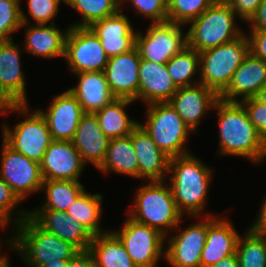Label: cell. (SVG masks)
Here are the masks:
<instances>
[{"label": "cell", "instance_id": "obj_50", "mask_svg": "<svg viewBox=\"0 0 266 267\" xmlns=\"http://www.w3.org/2000/svg\"><path fill=\"white\" fill-rule=\"evenodd\" d=\"M254 98L260 103L266 105V84L257 92Z\"/></svg>", "mask_w": 266, "mask_h": 267}, {"label": "cell", "instance_id": "obj_9", "mask_svg": "<svg viewBox=\"0 0 266 267\" xmlns=\"http://www.w3.org/2000/svg\"><path fill=\"white\" fill-rule=\"evenodd\" d=\"M119 230H111L122 242L137 267H157L165 258V236L158 230L133 221L127 216ZM160 258V259H159Z\"/></svg>", "mask_w": 266, "mask_h": 267}, {"label": "cell", "instance_id": "obj_5", "mask_svg": "<svg viewBox=\"0 0 266 267\" xmlns=\"http://www.w3.org/2000/svg\"><path fill=\"white\" fill-rule=\"evenodd\" d=\"M236 16L225 0H216L190 22L191 26L186 32L187 45L201 53L236 40L244 34L235 22Z\"/></svg>", "mask_w": 266, "mask_h": 267}, {"label": "cell", "instance_id": "obj_43", "mask_svg": "<svg viewBox=\"0 0 266 267\" xmlns=\"http://www.w3.org/2000/svg\"><path fill=\"white\" fill-rule=\"evenodd\" d=\"M250 52L266 62V31H250Z\"/></svg>", "mask_w": 266, "mask_h": 267}, {"label": "cell", "instance_id": "obj_35", "mask_svg": "<svg viewBox=\"0 0 266 267\" xmlns=\"http://www.w3.org/2000/svg\"><path fill=\"white\" fill-rule=\"evenodd\" d=\"M236 255L239 267H266V241L250 227L240 236Z\"/></svg>", "mask_w": 266, "mask_h": 267}, {"label": "cell", "instance_id": "obj_54", "mask_svg": "<svg viewBox=\"0 0 266 267\" xmlns=\"http://www.w3.org/2000/svg\"><path fill=\"white\" fill-rule=\"evenodd\" d=\"M258 234H261L264 237L265 241H266V233H258Z\"/></svg>", "mask_w": 266, "mask_h": 267}, {"label": "cell", "instance_id": "obj_39", "mask_svg": "<svg viewBox=\"0 0 266 267\" xmlns=\"http://www.w3.org/2000/svg\"><path fill=\"white\" fill-rule=\"evenodd\" d=\"M21 202L22 200L17 196V194L0 177V218L5 220L8 225L13 223L16 226L29 216V211H23L22 209H20V211L18 210L19 208H17V206ZM16 209L18 211L17 216L13 214Z\"/></svg>", "mask_w": 266, "mask_h": 267}, {"label": "cell", "instance_id": "obj_38", "mask_svg": "<svg viewBox=\"0 0 266 267\" xmlns=\"http://www.w3.org/2000/svg\"><path fill=\"white\" fill-rule=\"evenodd\" d=\"M65 0H28V16L21 8L22 24H29L30 17L34 20L35 24L44 25L55 24L53 19L59 13V5Z\"/></svg>", "mask_w": 266, "mask_h": 267}, {"label": "cell", "instance_id": "obj_7", "mask_svg": "<svg viewBox=\"0 0 266 267\" xmlns=\"http://www.w3.org/2000/svg\"><path fill=\"white\" fill-rule=\"evenodd\" d=\"M250 52L246 33L236 40L205 50L200 55L199 81L220 95L229 85L236 69Z\"/></svg>", "mask_w": 266, "mask_h": 267}, {"label": "cell", "instance_id": "obj_14", "mask_svg": "<svg viewBox=\"0 0 266 267\" xmlns=\"http://www.w3.org/2000/svg\"><path fill=\"white\" fill-rule=\"evenodd\" d=\"M71 141L53 140L40 163L43 180H79L85 169Z\"/></svg>", "mask_w": 266, "mask_h": 267}, {"label": "cell", "instance_id": "obj_22", "mask_svg": "<svg viewBox=\"0 0 266 267\" xmlns=\"http://www.w3.org/2000/svg\"><path fill=\"white\" fill-rule=\"evenodd\" d=\"M240 234L232 223L219 215L208 216L206 243L201 253V267L218 263L236 253Z\"/></svg>", "mask_w": 266, "mask_h": 267}, {"label": "cell", "instance_id": "obj_36", "mask_svg": "<svg viewBox=\"0 0 266 267\" xmlns=\"http://www.w3.org/2000/svg\"><path fill=\"white\" fill-rule=\"evenodd\" d=\"M216 0H168V21L189 24L199 17Z\"/></svg>", "mask_w": 266, "mask_h": 267}, {"label": "cell", "instance_id": "obj_40", "mask_svg": "<svg viewBox=\"0 0 266 267\" xmlns=\"http://www.w3.org/2000/svg\"><path fill=\"white\" fill-rule=\"evenodd\" d=\"M125 1H130L135 12L145 16L151 23L168 21V0H120V11Z\"/></svg>", "mask_w": 266, "mask_h": 267}, {"label": "cell", "instance_id": "obj_3", "mask_svg": "<svg viewBox=\"0 0 266 267\" xmlns=\"http://www.w3.org/2000/svg\"><path fill=\"white\" fill-rule=\"evenodd\" d=\"M7 246L17 251L27 267H40L54 260L69 261L80 250L42 229L30 216L11 228ZM14 229V230H13Z\"/></svg>", "mask_w": 266, "mask_h": 267}, {"label": "cell", "instance_id": "obj_34", "mask_svg": "<svg viewBox=\"0 0 266 267\" xmlns=\"http://www.w3.org/2000/svg\"><path fill=\"white\" fill-rule=\"evenodd\" d=\"M66 5L79 12L81 21L70 27H89L95 21L112 16L120 11V0H65Z\"/></svg>", "mask_w": 266, "mask_h": 267}, {"label": "cell", "instance_id": "obj_48", "mask_svg": "<svg viewBox=\"0 0 266 267\" xmlns=\"http://www.w3.org/2000/svg\"><path fill=\"white\" fill-rule=\"evenodd\" d=\"M207 267H239L236 253L221 259L218 263L209 265Z\"/></svg>", "mask_w": 266, "mask_h": 267}, {"label": "cell", "instance_id": "obj_33", "mask_svg": "<svg viewBox=\"0 0 266 267\" xmlns=\"http://www.w3.org/2000/svg\"><path fill=\"white\" fill-rule=\"evenodd\" d=\"M166 66L168 73L177 88L188 87L200 83L199 80L196 81L193 79L195 78L194 75L197 76L196 74L199 73L200 55L188 45L177 55H174L167 62Z\"/></svg>", "mask_w": 266, "mask_h": 267}, {"label": "cell", "instance_id": "obj_10", "mask_svg": "<svg viewBox=\"0 0 266 267\" xmlns=\"http://www.w3.org/2000/svg\"><path fill=\"white\" fill-rule=\"evenodd\" d=\"M182 26L166 21L151 23L146 34L137 31L135 47L141 59L167 64L174 55L187 46V33H183L185 26Z\"/></svg>", "mask_w": 266, "mask_h": 267}, {"label": "cell", "instance_id": "obj_11", "mask_svg": "<svg viewBox=\"0 0 266 267\" xmlns=\"http://www.w3.org/2000/svg\"><path fill=\"white\" fill-rule=\"evenodd\" d=\"M64 58L71 73L104 71L109 60L89 27H69Z\"/></svg>", "mask_w": 266, "mask_h": 267}, {"label": "cell", "instance_id": "obj_1", "mask_svg": "<svg viewBox=\"0 0 266 267\" xmlns=\"http://www.w3.org/2000/svg\"><path fill=\"white\" fill-rule=\"evenodd\" d=\"M213 109L218 116V154L241 156L261 164L266 157V142L250 121L244 106L240 102L219 99Z\"/></svg>", "mask_w": 266, "mask_h": 267}, {"label": "cell", "instance_id": "obj_24", "mask_svg": "<svg viewBox=\"0 0 266 267\" xmlns=\"http://www.w3.org/2000/svg\"><path fill=\"white\" fill-rule=\"evenodd\" d=\"M110 139L102 132L94 114H85L71 142L85 164L90 162L99 168L103 163Z\"/></svg>", "mask_w": 266, "mask_h": 267}, {"label": "cell", "instance_id": "obj_21", "mask_svg": "<svg viewBox=\"0 0 266 267\" xmlns=\"http://www.w3.org/2000/svg\"><path fill=\"white\" fill-rule=\"evenodd\" d=\"M131 140L138 159V179L166 181L171 158L156 146L141 125L132 131Z\"/></svg>", "mask_w": 266, "mask_h": 267}, {"label": "cell", "instance_id": "obj_29", "mask_svg": "<svg viewBox=\"0 0 266 267\" xmlns=\"http://www.w3.org/2000/svg\"><path fill=\"white\" fill-rule=\"evenodd\" d=\"M98 170L103 174L114 172L138 178V159L131 134L110 139L105 159Z\"/></svg>", "mask_w": 266, "mask_h": 267}, {"label": "cell", "instance_id": "obj_13", "mask_svg": "<svg viewBox=\"0 0 266 267\" xmlns=\"http://www.w3.org/2000/svg\"><path fill=\"white\" fill-rule=\"evenodd\" d=\"M189 225L177 235L165 238V260L172 267H201V253L206 243L208 216ZM168 239V240H167Z\"/></svg>", "mask_w": 266, "mask_h": 267}, {"label": "cell", "instance_id": "obj_28", "mask_svg": "<svg viewBox=\"0 0 266 267\" xmlns=\"http://www.w3.org/2000/svg\"><path fill=\"white\" fill-rule=\"evenodd\" d=\"M134 100L127 98H115L102 110L94 113L102 132L109 138H119L130 135L140 122L129 118L126 107Z\"/></svg>", "mask_w": 266, "mask_h": 267}, {"label": "cell", "instance_id": "obj_44", "mask_svg": "<svg viewBox=\"0 0 266 267\" xmlns=\"http://www.w3.org/2000/svg\"><path fill=\"white\" fill-rule=\"evenodd\" d=\"M248 24L250 25L249 31H266V0L259 4Z\"/></svg>", "mask_w": 266, "mask_h": 267}, {"label": "cell", "instance_id": "obj_42", "mask_svg": "<svg viewBox=\"0 0 266 267\" xmlns=\"http://www.w3.org/2000/svg\"><path fill=\"white\" fill-rule=\"evenodd\" d=\"M233 9L237 17L243 22H248L257 11L263 0H225Z\"/></svg>", "mask_w": 266, "mask_h": 267}, {"label": "cell", "instance_id": "obj_4", "mask_svg": "<svg viewBox=\"0 0 266 267\" xmlns=\"http://www.w3.org/2000/svg\"><path fill=\"white\" fill-rule=\"evenodd\" d=\"M128 210L133 221L158 230L165 237L169 231L180 229L183 215L177 210L170 185L165 181H148L137 189Z\"/></svg>", "mask_w": 266, "mask_h": 267}, {"label": "cell", "instance_id": "obj_37", "mask_svg": "<svg viewBox=\"0 0 266 267\" xmlns=\"http://www.w3.org/2000/svg\"><path fill=\"white\" fill-rule=\"evenodd\" d=\"M20 1L0 0V42L12 40V33L22 27Z\"/></svg>", "mask_w": 266, "mask_h": 267}, {"label": "cell", "instance_id": "obj_6", "mask_svg": "<svg viewBox=\"0 0 266 267\" xmlns=\"http://www.w3.org/2000/svg\"><path fill=\"white\" fill-rule=\"evenodd\" d=\"M146 122L139 123L156 146L170 158L191 153L186 148L189 134H195L169 102L146 105ZM186 143V144H185Z\"/></svg>", "mask_w": 266, "mask_h": 267}, {"label": "cell", "instance_id": "obj_18", "mask_svg": "<svg viewBox=\"0 0 266 267\" xmlns=\"http://www.w3.org/2000/svg\"><path fill=\"white\" fill-rule=\"evenodd\" d=\"M129 20L124 13L119 11L112 16L95 21L89 26L100 40L109 58L130 52L135 48L137 31Z\"/></svg>", "mask_w": 266, "mask_h": 267}, {"label": "cell", "instance_id": "obj_19", "mask_svg": "<svg viewBox=\"0 0 266 267\" xmlns=\"http://www.w3.org/2000/svg\"><path fill=\"white\" fill-rule=\"evenodd\" d=\"M29 216L45 231L70 242L79 250H89L94 235L66 211L30 210Z\"/></svg>", "mask_w": 266, "mask_h": 267}, {"label": "cell", "instance_id": "obj_52", "mask_svg": "<svg viewBox=\"0 0 266 267\" xmlns=\"http://www.w3.org/2000/svg\"><path fill=\"white\" fill-rule=\"evenodd\" d=\"M9 258H7L1 265L0 267H6L9 264Z\"/></svg>", "mask_w": 266, "mask_h": 267}, {"label": "cell", "instance_id": "obj_30", "mask_svg": "<svg viewBox=\"0 0 266 267\" xmlns=\"http://www.w3.org/2000/svg\"><path fill=\"white\" fill-rule=\"evenodd\" d=\"M89 251L95 267H137L122 242L111 230L94 235Z\"/></svg>", "mask_w": 266, "mask_h": 267}, {"label": "cell", "instance_id": "obj_47", "mask_svg": "<svg viewBox=\"0 0 266 267\" xmlns=\"http://www.w3.org/2000/svg\"><path fill=\"white\" fill-rule=\"evenodd\" d=\"M261 209L249 227L256 233H266V196L263 198Z\"/></svg>", "mask_w": 266, "mask_h": 267}, {"label": "cell", "instance_id": "obj_25", "mask_svg": "<svg viewBox=\"0 0 266 267\" xmlns=\"http://www.w3.org/2000/svg\"><path fill=\"white\" fill-rule=\"evenodd\" d=\"M79 82L68 90L76 97L85 114H94L115 99L104 71L73 73Z\"/></svg>", "mask_w": 266, "mask_h": 267}, {"label": "cell", "instance_id": "obj_17", "mask_svg": "<svg viewBox=\"0 0 266 267\" xmlns=\"http://www.w3.org/2000/svg\"><path fill=\"white\" fill-rule=\"evenodd\" d=\"M218 100L219 95L214 90L199 83L178 88L168 102L185 124L196 133L202 117L209 113V109L214 108Z\"/></svg>", "mask_w": 266, "mask_h": 267}, {"label": "cell", "instance_id": "obj_32", "mask_svg": "<svg viewBox=\"0 0 266 267\" xmlns=\"http://www.w3.org/2000/svg\"><path fill=\"white\" fill-rule=\"evenodd\" d=\"M102 194H91L84 190L78 198L68 207L66 213L73 215L93 235L107 233L101 229Z\"/></svg>", "mask_w": 266, "mask_h": 267}, {"label": "cell", "instance_id": "obj_49", "mask_svg": "<svg viewBox=\"0 0 266 267\" xmlns=\"http://www.w3.org/2000/svg\"><path fill=\"white\" fill-rule=\"evenodd\" d=\"M40 267H69V261H63V260H54L51 262H47Z\"/></svg>", "mask_w": 266, "mask_h": 267}, {"label": "cell", "instance_id": "obj_46", "mask_svg": "<svg viewBox=\"0 0 266 267\" xmlns=\"http://www.w3.org/2000/svg\"><path fill=\"white\" fill-rule=\"evenodd\" d=\"M69 267H95L94 259L89 250H80L70 260Z\"/></svg>", "mask_w": 266, "mask_h": 267}, {"label": "cell", "instance_id": "obj_51", "mask_svg": "<svg viewBox=\"0 0 266 267\" xmlns=\"http://www.w3.org/2000/svg\"><path fill=\"white\" fill-rule=\"evenodd\" d=\"M7 224H8V223H7L5 220H3L2 218H0V230H1V229L4 230V228L6 229V228L8 227ZM6 226H7V227H6ZM1 240H3V239L0 238V249H1V246L4 245V244L2 243ZM0 251H1V250H0Z\"/></svg>", "mask_w": 266, "mask_h": 267}, {"label": "cell", "instance_id": "obj_2", "mask_svg": "<svg viewBox=\"0 0 266 267\" xmlns=\"http://www.w3.org/2000/svg\"><path fill=\"white\" fill-rule=\"evenodd\" d=\"M168 173L172 174L169 185L177 210L191 218L211 216L203 209L213 178L212 168L189 153L171 158Z\"/></svg>", "mask_w": 266, "mask_h": 267}, {"label": "cell", "instance_id": "obj_20", "mask_svg": "<svg viewBox=\"0 0 266 267\" xmlns=\"http://www.w3.org/2000/svg\"><path fill=\"white\" fill-rule=\"evenodd\" d=\"M265 84L266 62L249 52L234 72L227 88L219 95V99L227 102H241L254 98Z\"/></svg>", "mask_w": 266, "mask_h": 267}, {"label": "cell", "instance_id": "obj_53", "mask_svg": "<svg viewBox=\"0 0 266 267\" xmlns=\"http://www.w3.org/2000/svg\"><path fill=\"white\" fill-rule=\"evenodd\" d=\"M7 255L6 256H3V255H0V265L7 259Z\"/></svg>", "mask_w": 266, "mask_h": 267}, {"label": "cell", "instance_id": "obj_41", "mask_svg": "<svg viewBox=\"0 0 266 267\" xmlns=\"http://www.w3.org/2000/svg\"><path fill=\"white\" fill-rule=\"evenodd\" d=\"M240 103L244 106L257 132L266 142V105L260 103L255 98L245 99Z\"/></svg>", "mask_w": 266, "mask_h": 267}, {"label": "cell", "instance_id": "obj_45", "mask_svg": "<svg viewBox=\"0 0 266 267\" xmlns=\"http://www.w3.org/2000/svg\"><path fill=\"white\" fill-rule=\"evenodd\" d=\"M20 104L10 95V93L0 83V114L8 115L9 112L16 111Z\"/></svg>", "mask_w": 266, "mask_h": 267}, {"label": "cell", "instance_id": "obj_8", "mask_svg": "<svg viewBox=\"0 0 266 267\" xmlns=\"http://www.w3.org/2000/svg\"><path fill=\"white\" fill-rule=\"evenodd\" d=\"M29 104H20L16 111L17 114L26 116L15 126H10L3 122L2 141H4L15 152L25 155L27 158L41 163L44 154L53 141L48 124L44 116L37 109L30 111Z\"/></svg>", "mask_w": 266, "mask_h": 267}, {"label": "cell", "instance_id": "obj_31", "mask_svg": "<svg viewBox=\"0 0 266 267\" xmlns=\"http://www.w3.org/2000/svg\"><path fill=\"white\" fill-rule=\"evenodd\" d=\"M42 190L46 197L35 210L66 211L85 188L80 180H44Z\"/></svg>", "mask_w": 266, "mask_h": 267}, {"label": "cell", "instance_id": "obj_12", "mask_svg": "<svg viewBox=\"0 0 266 267\" xmlns=\"http://www.w3.org/2000/svg\"><path fill=\"white\" fill-rule=\"evenodd\" d=\"M0 177L23 201L30 193L41 191L43 177L40 163L15 152L2 142Z\"/></svg>", "mask_w": 266, "mask_h": 267}, {"label": "cell", "instance_id": "obj_23", "mask_svg": "<svg viewBox=\"0 0 266 267\" xmlns=\"http://www.w3.org/2000/svg\"><path fill=\"white\" fill-rule=\"evenodd\" d=\"M177 90L166 64L140 60L138 100H142L146 105L168 102Z\"/></svg>", "mask_w": 266, "mask_h": 267}, {"label": "cell", "instance_id": "obj_26", "mask_svg": "<svg viewBox=\"0 0 266 267\" xmlns=\"http://www.w3.org/2000/svg\"><path fill=\"white\" fill-rule=\"evenodd\" d=\"M26 27L25 29V40H24V50L25 52L47 58L52 59L56 57H64L65 55V41L67 37V33L69 31V27L63 31H61L55 24H22V27ZM30 26V27H29Z\"/></svg>", "mask_w": 266, "mask_h": 267}, {"label": "cell", "instance_id": "obj_16", "mask_svg": "<svg viewBox=\"0 0 266 267\" xmlns=\"http://www.w3.org/2000/svg\"><path fill=\"white\" fill-rule=\"evenodd\" d=\"M140 54L130 52L110 57L104 73L115 98L138 100Z\"/></svg>", "mask_w": 266, "mask_h": 267}, {"label": "cell", "instance_id": "obj_15", "mask_svg": "<svg viewBox=\"0 0 266 267\" xmlns=\"http://www.w3.org/2000/svg\"><path fill=\"white\" fill-rule=\"evenodd\" d=\"M38 110L48 124L52 140L71 141L78 123L85 115L80 103L69 90L60 95H54L46 112L42 109Z\"/></svg>", "mask_w": 266, "mask_h": 267}, {"label": "cell", "instance_id": "obj_27", "mask_svg": "<svg viewBox=\"0 0 266 267\" xmlns=\"http://www.w3.org/2000/svg\"><path fill=\"white\" fill-rule=\"evenodd\" d=\"M21 52L13 39L0 42V83L19 104H28Z\"/></svg>", "mask_w": 266, "mask_h": 267}]
</instances>
